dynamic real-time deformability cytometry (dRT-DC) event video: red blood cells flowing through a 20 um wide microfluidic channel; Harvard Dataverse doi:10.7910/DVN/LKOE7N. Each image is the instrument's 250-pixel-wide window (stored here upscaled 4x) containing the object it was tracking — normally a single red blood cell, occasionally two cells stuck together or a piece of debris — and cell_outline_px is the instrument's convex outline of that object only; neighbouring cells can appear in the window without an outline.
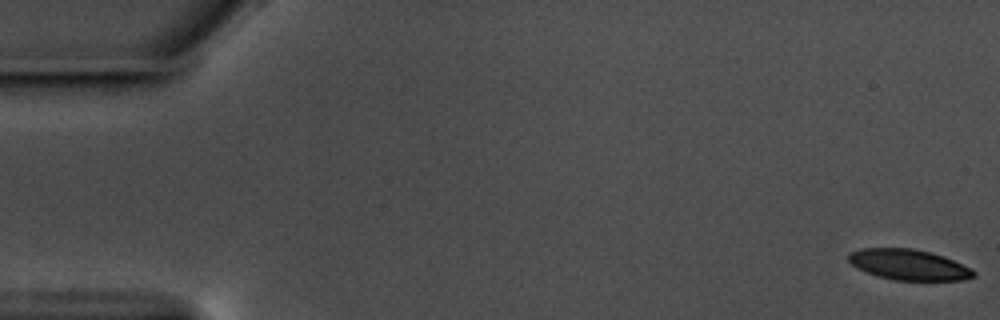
{"species": "common noctule bat (a hibernating species)", "species_latin": "Nyctalus noctula", "temperature_condition": "warm", "stored_images_in_passage": 58, "camera_frame_rate_fps": 3000, "um_per_image_px": 0.085, "animal": {"sex": "male", "body_mass_g": 17.5, "forearm_length_mm": 52.3}, "frame": {"image": 1, "passage_image": 1, "time_ms": 0.0, "image_size_px": [1000, 320], "cell_outline_px": [[976, 276], [960, 280], [896, 280], [880, 276], [856, 268], [848, 260], [848, 252], [860, 248], [912, 248], [944, 256], [976, 272]], "centroid_in_image_um": [77.19, 22.49], "position_along_channel_um": 7.8, "area_um2": 22.02}}
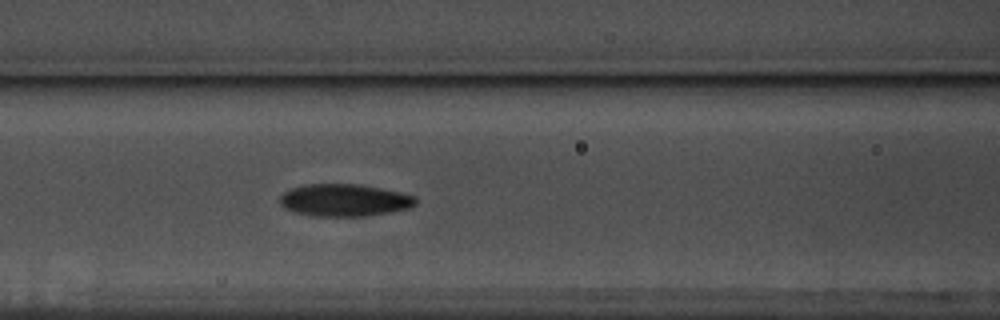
{"frame": {"image": 2, "passage_image": 25, "time_ms": 8.0, "image_size_px": [1000, 320], "cell_outline_px": [[416, 204], [408, 208], [392, 212], [368, 216], [312, 216], [296, 212], [284, 208], [280, 204], [280, 196], [284, 192], [292, 188], [304, 184], [360, 184], [400, 192], [416, 196]], "centroid_in_image_um": [29.28, 17.02], "position_along_channel_um": 137.3, "area_um2": 25.66}}
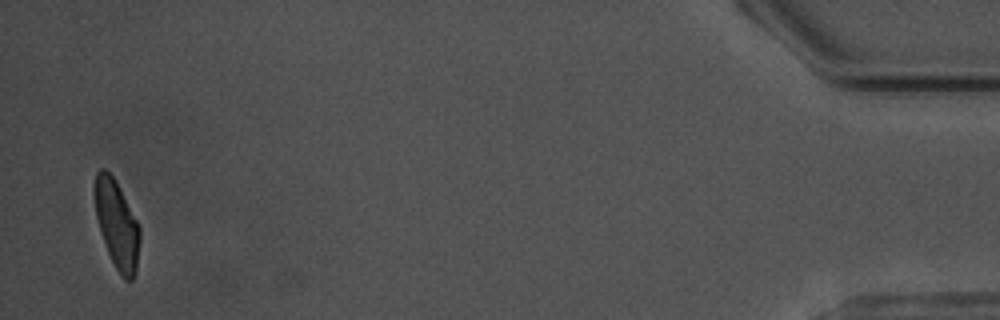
{"frame": {"image": 3, "passage_image": 57, "time_ms": 18.667, "image_size_px": [1000, 320], "cell_outline_px": [[140, 240], [136, 272], [132, 280], [124, 280], [116, 268], [108, 252], [96, 216], [96, 172], [100, 168], [104, 168], [112, 176], [136, 220], [140, 228]], "centroid_in_image_um": [9.96, 19.14], "position_along_channel_um": 425.2, "area_um2": 22.2}, "authors_computed_cell_mechanics": {"area_um2": 24.6228, "velocity_mm_per_s": 3.5376, "shape_relaxation_time_tau1_ms": 3.8545, "shape_relaxation_time_tau2_ms": 3.8024, "deformation_change_tau1": 0.1386, "deformation_change_tau2": 0.1042}}